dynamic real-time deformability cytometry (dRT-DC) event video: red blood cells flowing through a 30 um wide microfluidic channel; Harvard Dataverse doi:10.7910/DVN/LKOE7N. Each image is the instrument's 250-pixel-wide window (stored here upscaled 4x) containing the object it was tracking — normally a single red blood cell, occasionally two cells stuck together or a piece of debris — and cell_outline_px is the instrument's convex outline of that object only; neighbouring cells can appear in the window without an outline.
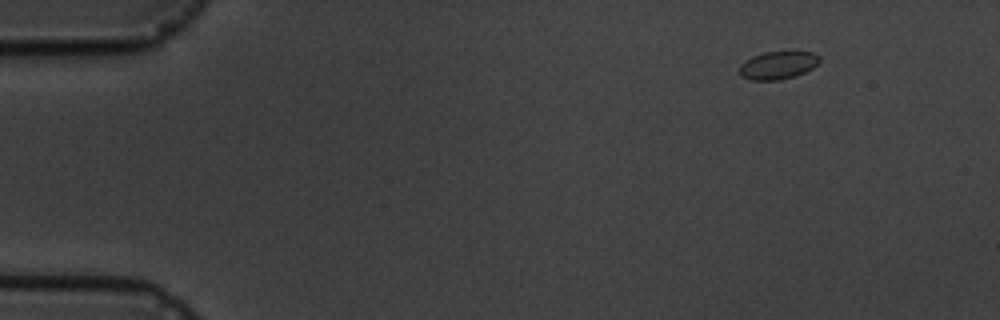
{"species": "common noctule bat (a hibernating species)", "species_latin": "Nyctalus noctula", "temperature_condition": "cold", "stored_images_in_passage": 14, "camera_frame_rate_fps": 3000, "um_per_image_px": 0.085, "animal": {"sex": "male", "body_mass_g": 19.5, "forearm_length_mm": 54.6}, "frame": {"image": 1, "passage_image": 1, "time_ms": 0.0, "image_size_px": [1000, 320], "cell_outline_px": [[820, 60], [812, 68], [796, 76], [780, 80], [752, 80], [740, 76], [740, 64], [752, 56], [764, 52], [792, 48], [812, 52], [820, 56]], "centroid_in_image_um": [66.16, 5.49], "position_along_channel_um": 18.8, "area_um2": 13.64}}
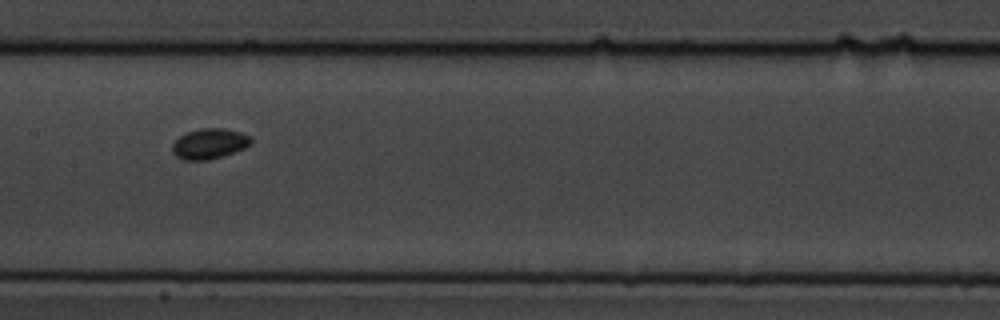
{"frame": {"image": 2, "passage_image": 7, "time_ms": 7.667, "image_size_px": [1000, 320], "cell_outline_px": [[252, 144], [244, 148], [208, 160], [184, 160], [176, 156], [172, 152], [172, 144], [180, 136], [188, 132], [200, 128], [224, 128], [240, 132], [252, 136]], "centroid_in_image_um": [17.81, 12.2], "position_along_channel_um": 189.6, "area_um2": 13.87}}
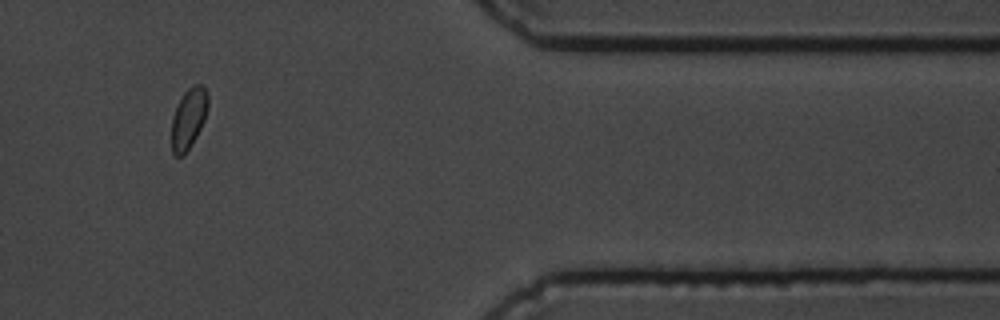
{"frame": {"image": 3, "passage_image": 12, "time_ms": 14.333, "image_size_px": [1000, 320], "cell_outline_px": [[208, 108], [204, 120], [192, 144], [184, 156], [176, 156], [172, 152], [172, 116], [184, 92], [192, 84], [200, 84], [204, 88], [208, 96]], "centroid_in_image_um": [16.03, 10.07], "position_along_channel_um": 395.4, "area_um2": 12.77}, "authors_computed_cell_mechanics": {"area_um2": 13.0339, "velocity_mm_per_s": 3.4868, "shape_relaxation_time_tau1_ms": 0.9409, "shape_relaxation_time_tau2_ms": null, "deformation_change_tau1": 0.0501, "deformation_change_tau2": null}}